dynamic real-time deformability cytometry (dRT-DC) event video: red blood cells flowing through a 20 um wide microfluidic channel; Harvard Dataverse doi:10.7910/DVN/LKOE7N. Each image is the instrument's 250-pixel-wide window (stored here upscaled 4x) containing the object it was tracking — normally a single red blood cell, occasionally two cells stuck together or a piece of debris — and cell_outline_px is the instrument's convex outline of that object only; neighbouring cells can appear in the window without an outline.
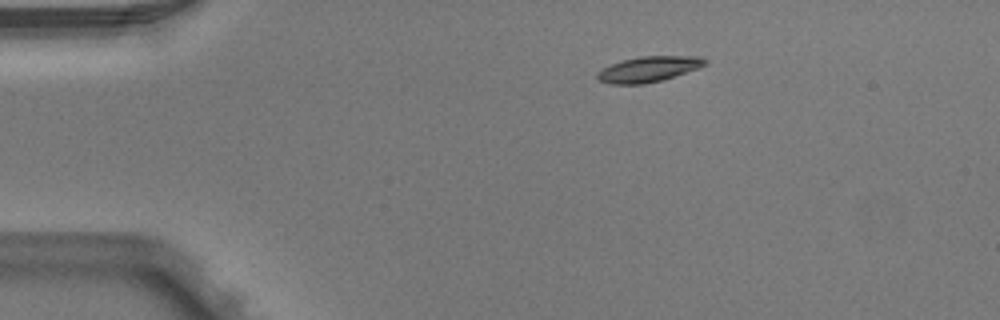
{"species": "Egyptian fruit bat (a non-hibernating species)", "species_latin": "Rousettus aegyptiacus", "temperature_condition": "warm", "stored_images_in_passage": 7, "camera_frame_rate_fps": 3000, "um_per_image_px": 0.085, "animal": {"sex": "male"}, "frame": {"image": 1, "passage_image": 3, "time_ms": 0.667, "image_size_px": [1000, 320], "cell_outline_px": [[708, 64], [700, 68], [660, 80], [644, 84], [612, 84], [600, 80], [596, 76], [596, 72], [612, 64], [624, 60], [640, 56], [700, 56], [708, 60]], "centroid_in_image_um": [55.18, 5.87], "position_along_channel_um": 29.8, "area_um2": 15.9}}
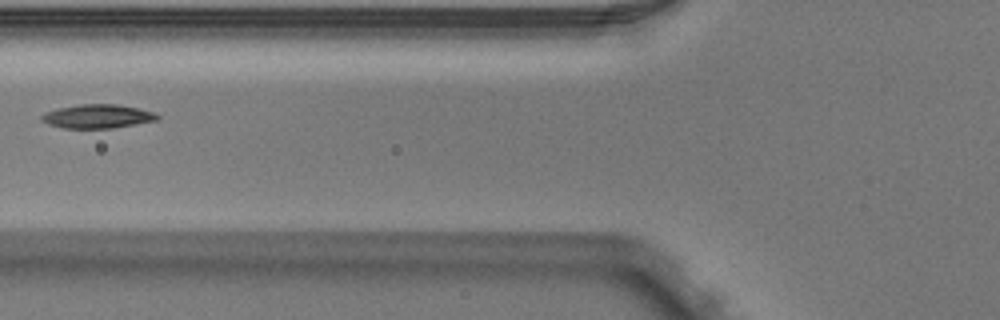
{"frame": {"image": 2, "passage_image": 6, "time_ms": 1.667, "image_size_px": [1000, 320], "cell_outline_px": [[160, 116], [156, 120], [136, 124], [112, 128], [64, 128], [48, 124], [40, 120], [40, 116], [48, 112], [60, 108], [80, 104], [116, 104], [140, 108], [156, 112]], "centroid_in_image_um": [8.33, 9.88], "position_along_channel_um": 117.5, "area_um2": 16.01}}
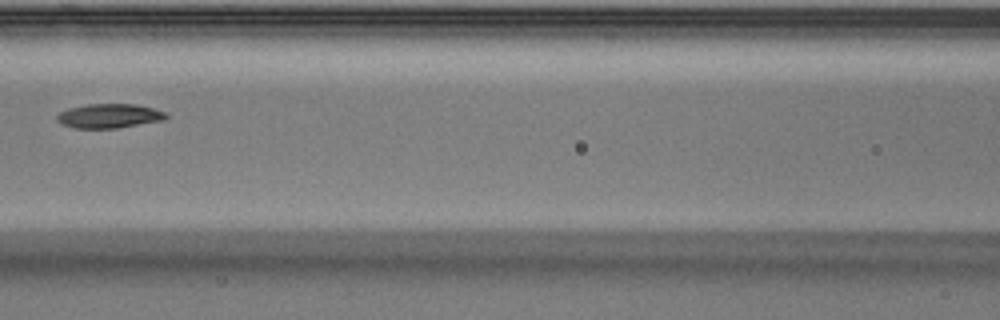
{"frame": {"image": 3, "passage_image": 7, "time_ms": 2.0, "image_size_px": [1000, 320], "cell_outline_px": [[168, 116], [164, 120], [116, 128], [72, 128], [56, 120], [56, 116], [60, 112], [68, 108], [88, 104], [136, 104], [152, 108], [164, 112]], "centroid_in_image_um": [9.26, 9.85], "position_along_channel_um": 157.3, "area_um2": 15.32}}